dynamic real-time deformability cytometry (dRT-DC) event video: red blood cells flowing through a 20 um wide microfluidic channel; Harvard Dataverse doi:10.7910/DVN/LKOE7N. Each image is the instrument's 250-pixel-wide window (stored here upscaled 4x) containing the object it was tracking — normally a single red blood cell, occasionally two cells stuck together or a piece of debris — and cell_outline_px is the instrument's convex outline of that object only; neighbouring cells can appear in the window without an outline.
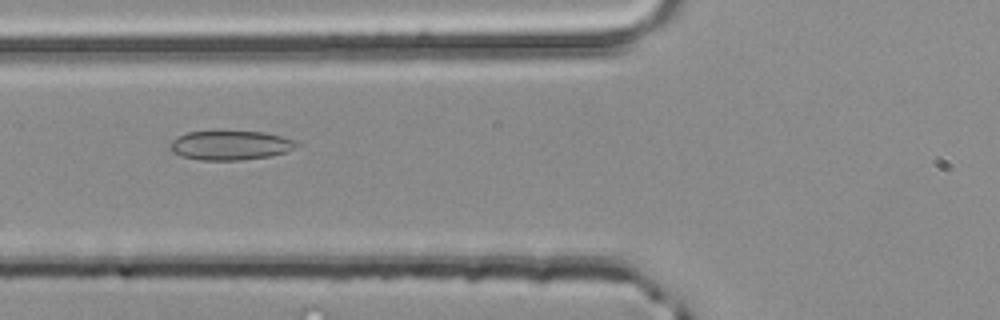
{"species": "common noctule bat (a hibernating species)", "species_latin": "Nyctalus noctula", "temperature_condition": "room temperature", "stored_images_in_passage": 4, "camera_frame_rate_fps": 3000, "um_per_image_px": 0.085, "animal": {"sex": "male", "body_mass_g": 20.4}, "frame": {"image": 1, "passage_image": 4, "time_ms": 1.0, "image_size_px": [1000, 320], "cell_outline_px": [[300, 144], [296, 148], [288, 152], [268, 156], [240, 160], [200, 160], [180, 156], [172, 152], [168, 148], [172, 140], [176, 136], [188, 132], [264, 132], [280, 136], [292, 140]], "centroid_in_image_um": [19.55, 12.36], "position_along_channel_um": 106.3, "area_um2": 21.5}}